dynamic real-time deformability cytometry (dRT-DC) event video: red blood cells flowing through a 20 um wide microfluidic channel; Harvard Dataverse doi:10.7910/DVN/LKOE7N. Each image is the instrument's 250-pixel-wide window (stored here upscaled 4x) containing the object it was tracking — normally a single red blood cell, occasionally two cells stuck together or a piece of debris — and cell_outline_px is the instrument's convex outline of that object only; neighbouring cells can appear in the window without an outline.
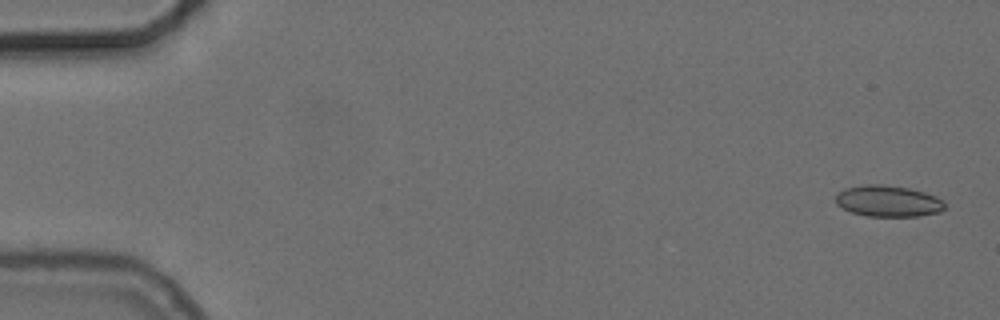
{"species": "common noctule bat (a hibernating species)", "species_latin": "Nyctalus noctula", "temperature_condition": "cold", "stored_images_in_passage": 11, "camera_frame_rate_fps": 3000, "um_per_image_px": 0.085, "animal": {"sex": "female", "body_mass_g": 24.6, "forearm_length_mm": 56.2}, "frame": {"image": 1, "passage_image": 2, "time_ms": 0.333, "image_size_px": [1000, 320], "cell_outline_px": [[944, 208], [940, 212], [916, 216], [868, 216], [852, 212], [836, 204], [836, 196], [844, 188], [864, 184], [880, 184], [908, 188], [924, 192], [936, 196], [944, 204]], "centroid_in_image_um": [75.47, 17.09], "position_along_channel_um": 9.5, "area_um2": 19.65}}